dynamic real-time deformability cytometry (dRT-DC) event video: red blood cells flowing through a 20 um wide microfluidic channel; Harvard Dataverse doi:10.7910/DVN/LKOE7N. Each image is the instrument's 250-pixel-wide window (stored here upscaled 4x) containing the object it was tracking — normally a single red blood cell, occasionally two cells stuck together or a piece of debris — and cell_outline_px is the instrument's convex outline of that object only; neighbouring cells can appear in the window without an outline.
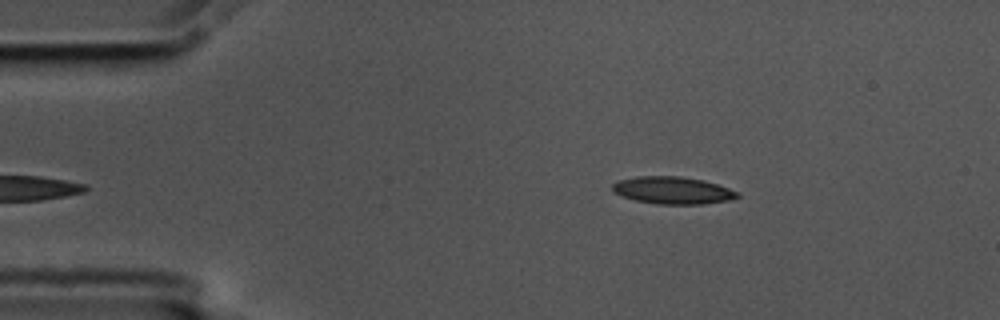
{"species": "common noctule bat (a hibernating species)", "species_latin": "Nyctalus noctula", "temperature_condition": "cold", "stored_images_in_passage": 40, "camera_frame_rate_fps": 3000, "um_per_image_px": 0.085, "animal": {"sex": "male", "body_mass_g": 17.5, "forearm_length_mm": 52.3}, "frame": {"image": 1, "passage_image": 2, "time_ms": 0.333, "image_size_px": [1000, 320], "cell_outline_px": [[740, 196], [728, 200], [704, 204], [656, 204], [636, 200], [620, 196], [612, 192], [612, 184], [620, 180], [636, 176], [680, 176], [704, 180], [740, 192]], "centroid_in_image_um": [57.16, 16.18], "position_along_channel_um": 27.8, "area_um2": 19.94}}
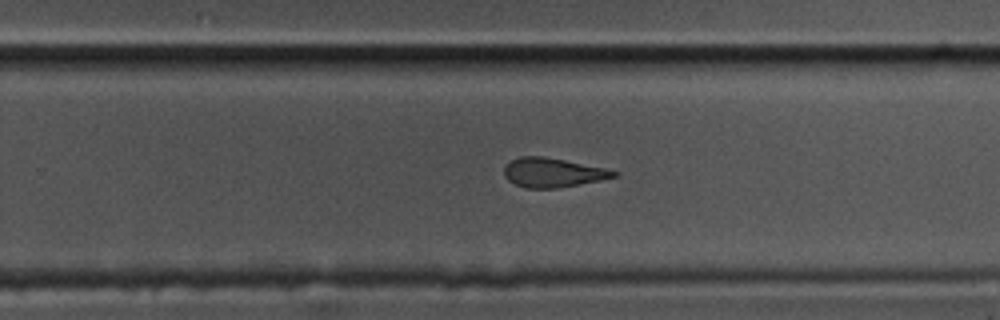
{"frame": {"image": 2, "passage_image": 28, "time_ms": 9.0, "image_size_px": [1000, 320], "cell_outline_px": [[620, 172], [616, 176], [600, 180], [556, 188], [524, 188], [508, 180], [504, 176], [504, 168], [512, 160], [520, 156], [544, 156], [604, 168]], "centroid_in_image_um": [46.96, 14.67], "position_along_channel_um": 282.8, "area_um2": 18.44}}
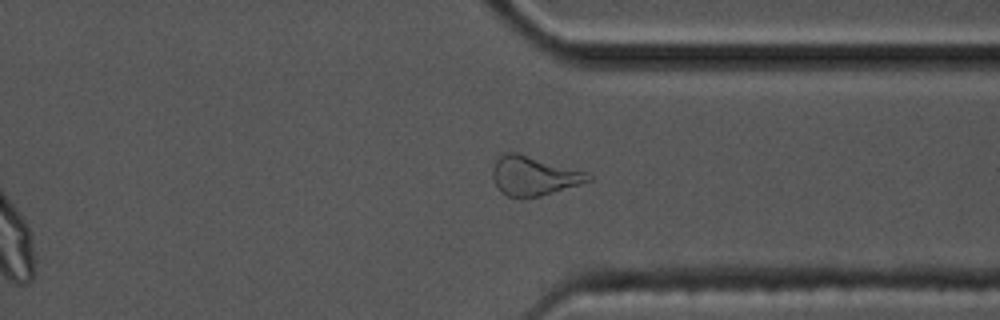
{"frame": {"image": 3, "passage_image": 35, "time_ms": 11.333, "image_size_px": [1000, 320], "cell_outline_px": [[592, 180], [580, 184], [540, 196], [508, 196], [500, 192], [492, 176], [492, 172], [496, 160], [500, 156], [508, 152], [516, 152], [584, 172], [592, 176]], "centroid_in_image_um": [45.34, 14.95], "position_along_channel_um": 366.1, "area_um2": 21.15}, "authors_computed_cell_mechanics": {"area_um2": 19.8254, "velocity_mm_per_s": 3.579, "shape_relaxation_time_tau1_ms": 6.2758, "shape_relaxation_time_tau2_ms": 2.3303, "deformation_change_tau1": 0.1917, "deformation_change_tau2": 0.1065}}